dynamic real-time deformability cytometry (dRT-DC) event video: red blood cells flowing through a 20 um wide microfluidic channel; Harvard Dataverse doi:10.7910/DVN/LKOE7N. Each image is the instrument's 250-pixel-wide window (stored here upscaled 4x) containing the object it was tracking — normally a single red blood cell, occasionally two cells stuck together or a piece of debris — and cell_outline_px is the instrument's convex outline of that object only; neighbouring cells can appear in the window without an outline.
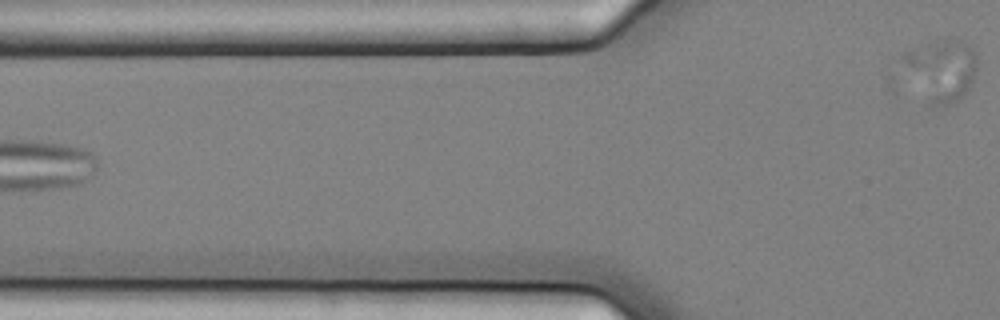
{"species": "common noctule bat (a hibernating species)", "species_latin": "Nyctalus noctula", "temperature_condition": "cold", "stored_images_in_passage": 5, "segment_of_instrument_passage": [2, 2], "camera_frame_rate_fps": 3000, "um_per_image_px": 0.085, "animal": {"sex": "female", "body_mass_g": 25.1}, "frame": {"image": 1, "passage_image": 5, "time_ms": 1.333, "image_size_px": [1000, 320], "cell_outline_px": [[976, 76], [968, 92], [960, 100], [952, 104], [932, 108], [928, 108], [904, 60], [904, 52], [924, 44], [944, 40], [964, 40], [976, 52]], "centroid_in_image_um": [80.11, 6.02], "position_along_channel_um": 45.7, "area_um2": 26.53}}